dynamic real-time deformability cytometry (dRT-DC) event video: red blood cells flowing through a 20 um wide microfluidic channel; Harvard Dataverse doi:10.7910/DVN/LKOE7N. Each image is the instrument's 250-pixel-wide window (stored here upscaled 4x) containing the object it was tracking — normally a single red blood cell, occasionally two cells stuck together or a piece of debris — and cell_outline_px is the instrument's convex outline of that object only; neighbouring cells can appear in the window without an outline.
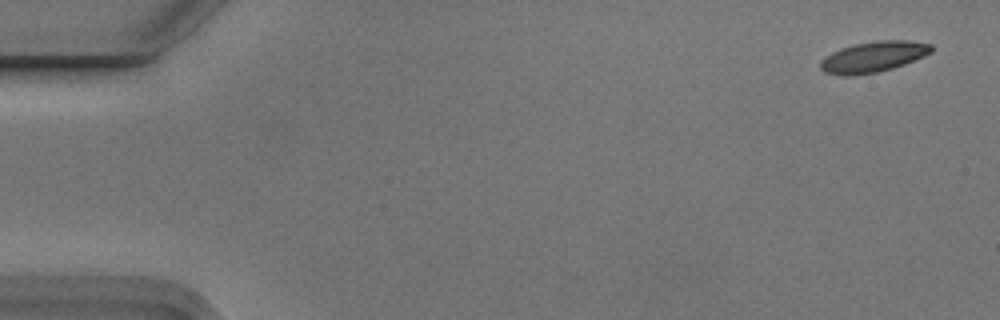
{"species": "Egyptian fruit bat (a non-hibernating species)", "species_latin": "Rousettus aegyptiacus", "temperature_condition": "cold", "stored_images_in_passage": 5, "camera_frame_rate_fps": 3000, "um_per_image_px": 0.085, "animal": {"sex": "male"}, "frame": {"image": 1, "passage_image": 1, "time_ms": 0.0, "image_size_px": [1000, 320], "cell_outline_px": [[932, 52], [924, 56], [904, 64], [892, 68], [876, 72], [852, 76], [844, 76], [824, 72], [820, 68], [820, 60], [824, 56], [840, 48], [856, 44], [876, 40], [908, 40], [932, 44]], "centroid_in_image_um": [74.21, 4.83], "position_along_channel_um": 10.8, "area_um2": 19.94}}
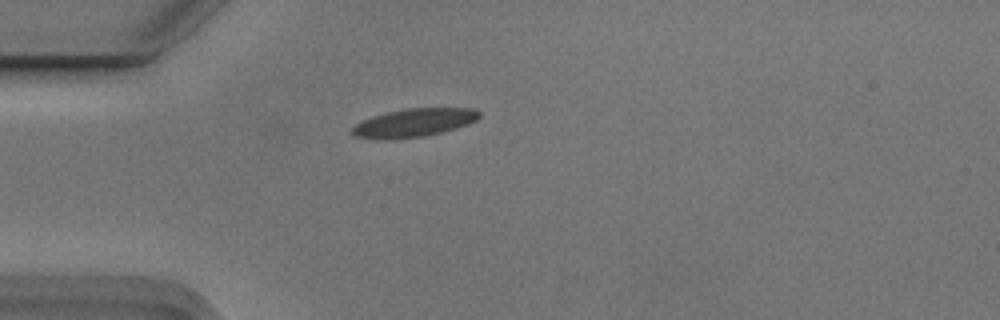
{"frame": {"image": 2, "passage_image": 5, "time_ms": 1.333, "image_size_px": [1000, 320], "cell_outline_px": [[480, 116], [476, 120], [468, 124], [456, 128], [424, 136], [384, 140], [376, 140], [356, 136], [352, 132], [352, 128], [356, 124], [372, 116], [388, 112], [408, 108], [476, 108], [480, 112]], "centroid_in_image_um": [35.2, 10.43], "position_along_channel_um": 49.8, "area_um2": 20.87}}